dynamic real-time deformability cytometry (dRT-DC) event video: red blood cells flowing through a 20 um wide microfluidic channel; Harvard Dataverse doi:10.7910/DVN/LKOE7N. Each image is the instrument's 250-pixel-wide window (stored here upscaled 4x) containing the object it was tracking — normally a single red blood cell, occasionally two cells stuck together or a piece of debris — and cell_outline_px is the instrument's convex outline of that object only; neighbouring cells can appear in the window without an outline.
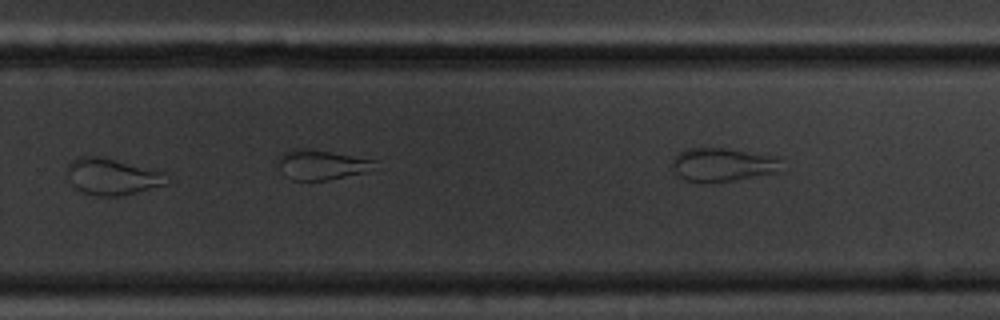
{"species": "common noctule bat (a hibernating species)", "species_latin": "Nyctalus noctula", "temperature_condition": "cold", "stored_images_in_passage": 8, "camera_frame_rate_fps": 3000, "um_per_image_px": 0.085, "animal": {"sex": "male", "body_mass_g": 20.1, "forearm_length_mm": 53.5}, "frame": {"image": 1, "passage_image": 7, "time_ms": 7.0, "image_size_px": [1000, 320], "cell_outline_px": [[172, 180], [168, 184], [116, 196], [96, 196], [84, 192], [76, 188], [72, 184], [64, 172], [68, 164], [72, 160], [80, 156], [96, 156], [164, 172]], "centroid_in_image_um": [9.51, 15.01], "position_along_channel_um": 320.3, "area_um2": 20.98}}